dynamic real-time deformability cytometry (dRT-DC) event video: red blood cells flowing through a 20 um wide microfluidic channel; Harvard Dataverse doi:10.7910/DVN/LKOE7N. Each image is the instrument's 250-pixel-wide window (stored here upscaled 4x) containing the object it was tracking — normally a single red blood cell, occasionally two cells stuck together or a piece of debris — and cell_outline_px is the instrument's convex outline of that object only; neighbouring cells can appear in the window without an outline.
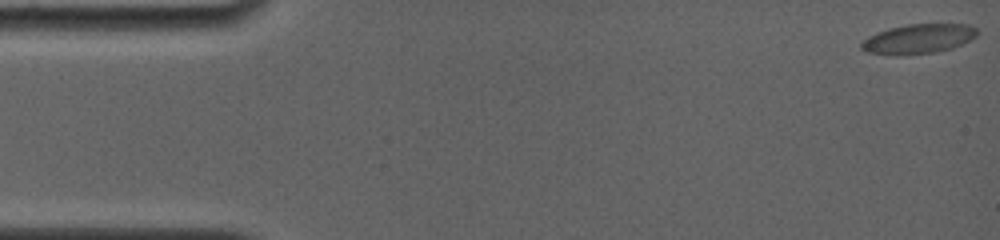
{"species": "common noctule bat (a hibernating species)", "species_latin": "Nyctalus noctula", "temperature_condition": "room temperature", "stored_images_in_passage": 38, "camera_frame_rate_fps": 4000, "um_per_image_px": 0.085, "animal": {"sex": "female", "body_mass_g": 19.0, "forearm_length_mm": 56.7}, "frame": {"image": 1, "passage_image": 1, "time_ms": 0.0, "image_size_px": [1000, 240], "cell_outline_px": [[980, 32], [976, 36], [952, 48], [932, 52], [868, 52], [860, 48], [860, 44], [868, 36], [876, 32], [888, 28], [908, 24], [968, 24], [976, 28]], "centroid_in_image_um": [78.11, 3.23], "position_along_channel_um": 6.9, "area_um2": 19.02}}
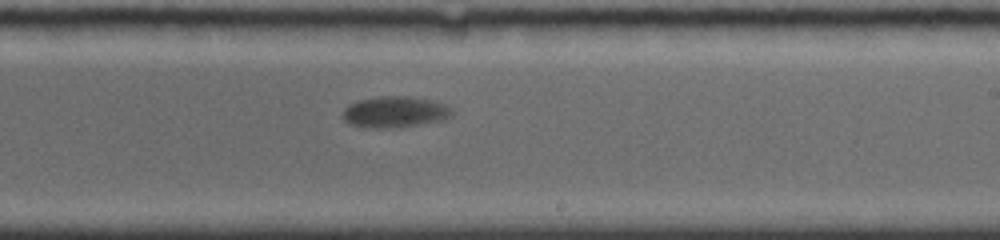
{"frame": {"image": 2, "passage_image": 25, "time_ms": 10.25, "image_size_px": [1000, 240], "cell_outline_px": [[452, 116], [444, 120], [400, 128], [372, 128], [348, 124], [344, 120], [344, 108], [348, 104], [360, 100], [380, 96], [412, 96], [432, 100], [444, 104], [452, 112]], "centroid_in_image_um": [33.57, 9.53], "position_along_channel_um": 255.4, "area_um2": 20.0}}
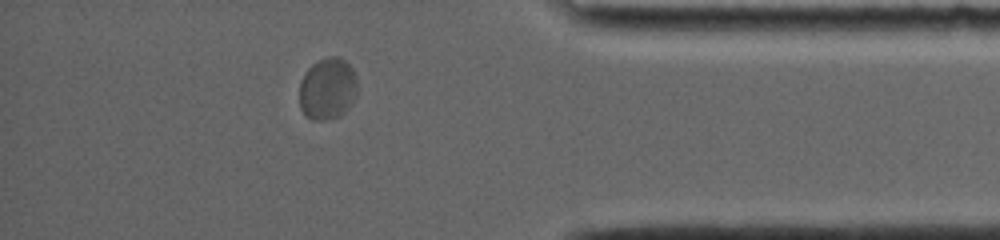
{"frame": {"image": 3, "passage_image": 37, "time_ms": 14.75, "image_size_px": [1000, 240], "cell_outline_px": [[356, 96], [348, 108], [340, 116], [324, 120], [312, 120], [304, 116], [300, 108], [300, 80], [308, 68], [312, 64], [328, 56], [336, 56], [344, 60], [352, 68], [356, 76]], "centroid_in_image_um": [27.82, 7.56], "position_along_channel_um": 407.4, "area_um2": 20.98}}